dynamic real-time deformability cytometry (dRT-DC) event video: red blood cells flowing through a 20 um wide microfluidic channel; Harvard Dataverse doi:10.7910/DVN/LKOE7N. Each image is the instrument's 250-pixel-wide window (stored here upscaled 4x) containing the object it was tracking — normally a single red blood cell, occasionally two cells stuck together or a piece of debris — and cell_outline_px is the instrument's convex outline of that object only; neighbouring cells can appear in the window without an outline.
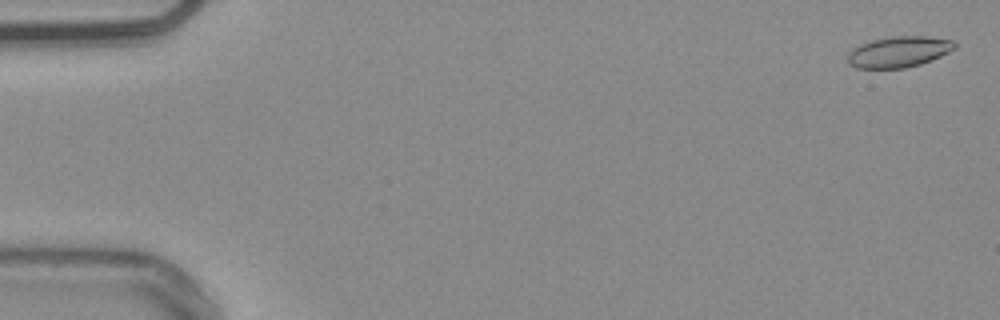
{"species": "common noctule bat (a hibernating species)", "species_latin": "Nyctalus noctula", "temperature_condition": "warm", "stored_images_in_passage": 55, "camera_frame_rate_fps": 3000, "um_per_image_px": 0.085, "animal": {"sex": "male", "body_mass_g": 20.4}, "frame": {"image": 1, "passage_image": 2, "time_ms": 0.333, "image_size_px": [1000, 320], "cell_outline_px": [[956, 48], [940, 56], [920, 64], [904, 68], [856, 68], [848, 64], [848, 52], [852, 48], [860, 44], [872, 40], [896, 36], [924, 36], [952, 40], [956, 44]], "centroid_in_image_um": [76.37, 4.41], "position_along_channel_um": 8.6, "area_um2": 19.19}}
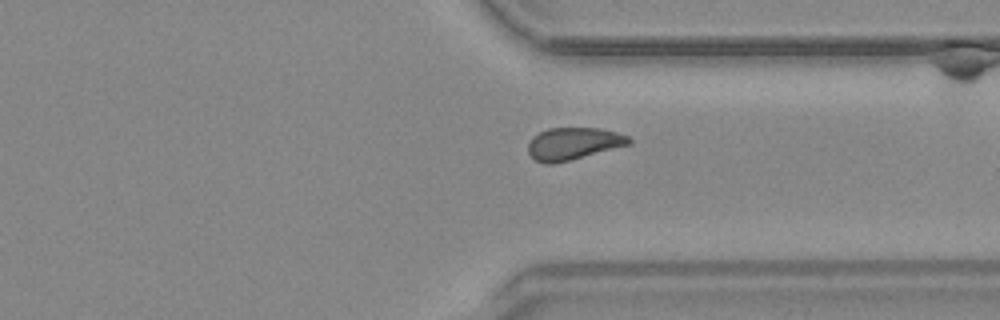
{"frame": {"image": 2, "passage_image": 42, "time_ms": 13.667, "image_size_px": [1000, 320], "cell_outline_px": [[632, 144], [572, 160], [552, 164], [544, 164], [536, 160], [528, 152], [528, 144], [532, 136], [548, 128], [600, 128], [616, 132], [628, 136], [632, 140]], "centroid_in_image_um": [48.75, 12.21], "position_along_channel_um": 362.7, "area_um2": 19.13}}
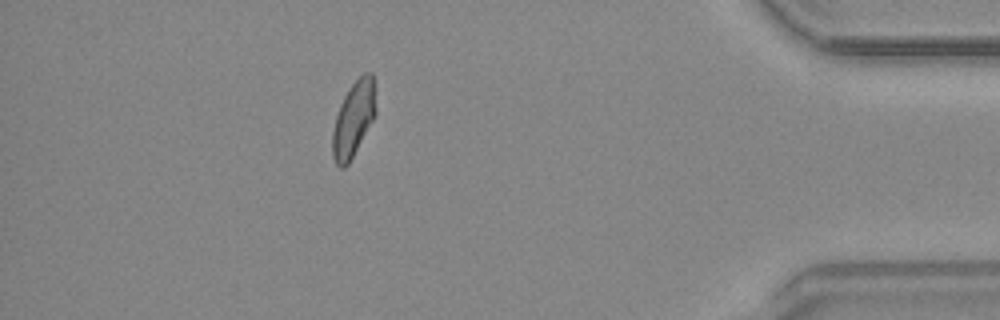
{"frame": {"image": 3, "passage_image": 49, "time_ms": 16.0, "image_size_px": [1000, 320], "cell_outline_px": [[376, 116], [348, 164], [344, 168], [340, 168], [336, 164], [332, 156], [332, 132], [336, 116], [340, 104], [348, 88], [364, 72], [372, 72], [376, 108]], "centroid_in_image_um": [30.05, 10.13], "position_along_channel_um": 405.2, "area_um2": 19.07}, "authors_computed_cell_mechanics": {"area_um2": 19.074, "velocity_mm_per_s": 3.7664, "shape_relaxation_time_tau1_ms": null, "shape_relaxation_time_tau2_ms": 2.2883, "deformation_change_tau1": null, "deformation_change_tau2": 0.075}}